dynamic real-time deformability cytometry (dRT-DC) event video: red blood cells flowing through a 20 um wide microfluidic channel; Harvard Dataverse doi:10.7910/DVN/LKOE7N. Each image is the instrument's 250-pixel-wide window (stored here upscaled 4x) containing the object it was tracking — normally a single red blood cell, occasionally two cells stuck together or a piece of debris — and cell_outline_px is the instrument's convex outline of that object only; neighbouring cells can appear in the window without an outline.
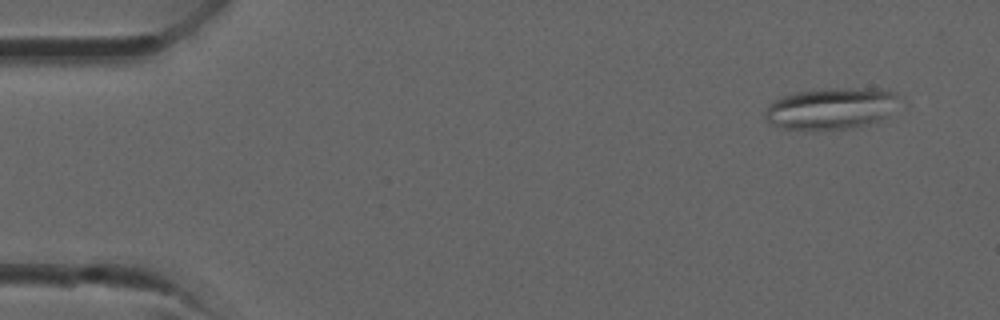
{"species": "common noctule bat (a hibernating species)", "species_latin": "Nyctalus noctula", "temperature_condition": "room temperature", "stored_images_in_passage": 8, "camera_frame_rate_fps": 3000, "um_per_image_px": 0.085, "animal": {"sex": "male", "forearm_length_mm": 52.5}, "frame": {"image": 1, "passage_image": 1, "time_ms": 0.0, "image_size_px": [1000, 320], "cell_outline_px": [[904, 100], [888, 116], [868, 124], [848, 128], [812, 132], [784, 128], [772, 124], [764, 116], [764, 112], [768, 104], [780, 96], [796, 92], [828, 88], [880, 88], [896, 92], [904, 96]], "centroid_in_image_um": [70.71, 9.22], "position_along_channel_um": 14.3, "area_um2": 33.64}}